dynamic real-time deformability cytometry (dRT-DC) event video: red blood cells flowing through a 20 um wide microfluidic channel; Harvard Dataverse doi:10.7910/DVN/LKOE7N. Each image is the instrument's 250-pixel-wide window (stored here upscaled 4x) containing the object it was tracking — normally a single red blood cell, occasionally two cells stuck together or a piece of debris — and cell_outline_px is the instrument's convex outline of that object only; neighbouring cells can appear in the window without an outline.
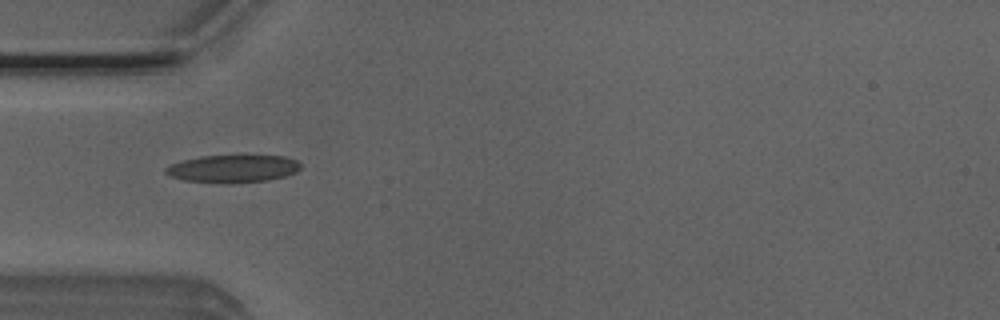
{"species": "Egyptian fruit bat (a non-hibernating species)", "species_latin": "Rousettus aegyptiacus", "temperature_condition": "room temperature", "stored_images_in_passage": 5, "camera_frame_rate_fps": 3000, "um_per_image_px": 0.085, "animal": {"sex": "male"}, "frame": {"image": 1, "passage_image": 4, "time_ms": 1.0, "image_size_px": [1000, 320], "cell_outline_px": [[300, 168], [296, 172], [284, 176], [268, 180], [232, 184], [184, 180], [172, 176], [164, 172], [164, 168], [172, 164], [184, 160], [200, 156], [240, 152], [244, 152], [284, 156], [296, 160], [300, 164]], "centroid_in_image_um": [19.84, 14.28], "position_along_channel_um": 65.2, "area_um2": 22.83}}